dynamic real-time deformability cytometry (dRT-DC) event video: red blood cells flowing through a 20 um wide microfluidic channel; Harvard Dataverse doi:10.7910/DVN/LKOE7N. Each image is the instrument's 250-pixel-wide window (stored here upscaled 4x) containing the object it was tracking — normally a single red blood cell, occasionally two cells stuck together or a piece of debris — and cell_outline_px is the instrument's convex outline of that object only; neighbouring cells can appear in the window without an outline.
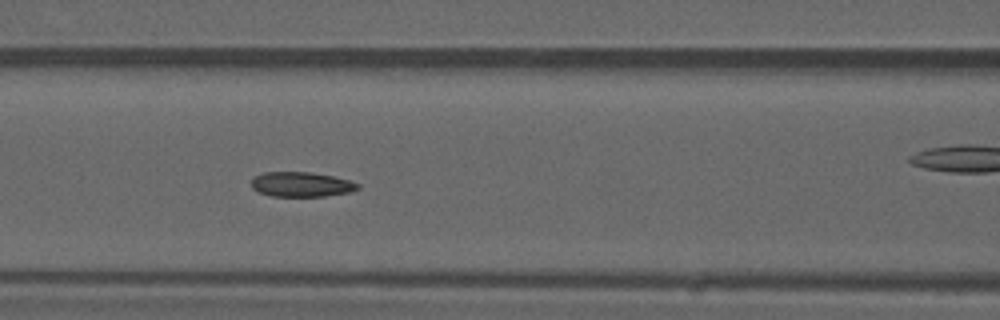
{"species": "common noctule bat (a hibernating species)", "species_latin": "Nyctalus noctula", "temperature_condition": "warm", "stored_images_in_passage": 53, "camera_frame_rate_fps": 3000, "um_per_image_px": 0.085, "animal": {"sex": "male", "forearm_length_mm": 52.5}, "frame": {"image": 1, "passage_image": 23, "time_ms": 7.333, "image_size_px": [1000, 320], "cell_outline_px": [[360, 188], [348, 192], [324, 196], [272, 196], [260, 192], [252, 188], [252, 176], [264, 172], [308, 172], [332, 176], [348, 180], [360, 184]], "centroid_in_image_um": [25.59, 15.66], "position_along_channel_um": 141.0, "area_um2": 15.26}, "authors_computed_cell_mechanics": {"area_um2": 15.895, "velocity_mm_per_s": 3.9773, "shape_relaxation_time_tau1_ms": 4.5049, "shape_relaxation_time_tau2_ms": 1.999, "deformation_change_tau1": 0.1112, "deformation_change_tau2": 0.0598}}